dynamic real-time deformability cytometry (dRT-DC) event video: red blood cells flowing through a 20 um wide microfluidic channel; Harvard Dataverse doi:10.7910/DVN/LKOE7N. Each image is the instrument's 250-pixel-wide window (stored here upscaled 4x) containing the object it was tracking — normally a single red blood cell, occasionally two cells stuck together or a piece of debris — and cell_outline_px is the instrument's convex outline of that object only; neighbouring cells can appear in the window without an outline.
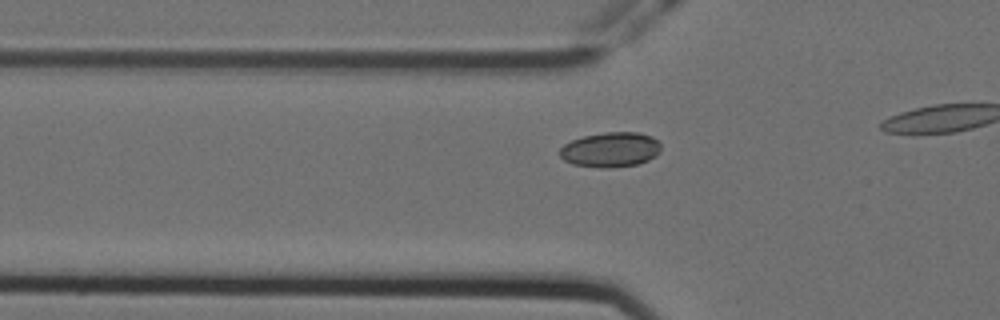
{"species": "Egyptian fruit bat (a non-hibernating species)", "species_latin": "Rousettus aegyptiacus", "temperature_condition": "cold", "stored_images_in_passage": 12, "camera_frame_rate_fps": 3000, "um_per_image_px": 0.085, "animal": {"sex": "female"}, "frame": {"image": 1, "passage_image": 6, "time_ms": 1.667, "image_size_px": [1000, 320], "cell_outline_px": [[660, 152], [656, 156], [648, 160], [636, 164], [612, 168], [600, 168], [572, 164], [564, 160], [560, 156], [560, 148], [564, 144], [572, 140], [584, 136], [604, 132], [636, 132], [652, 136], [660, 144]], "centroid_in_image_um": [51.89, 12.72], "position_along_channel_um": 73.9, "area_um2": 20.63}}
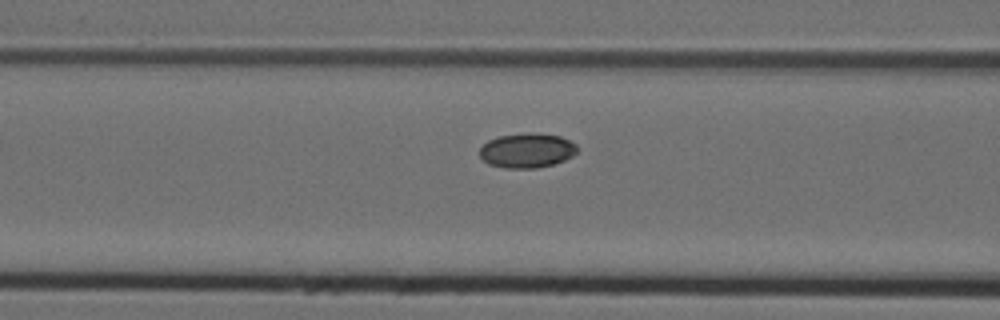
{"frame": {"image": 2, "passage_image": 10, "time_ms": 3.0, "image_size_px": [1000, 320], "cell_outline_px": [[576, 152], [572, 156], [564, 160], [552, 164], [536, 168], [504, 168], [488, 164], [480, 156], [480, 148], [488, 140], [500, 136], [560, 136], [576, 144]], "centroid_in_image_um": [44.76, 12.85], "position_along_channel_um": 121.8, "area_um2": 18.67}}